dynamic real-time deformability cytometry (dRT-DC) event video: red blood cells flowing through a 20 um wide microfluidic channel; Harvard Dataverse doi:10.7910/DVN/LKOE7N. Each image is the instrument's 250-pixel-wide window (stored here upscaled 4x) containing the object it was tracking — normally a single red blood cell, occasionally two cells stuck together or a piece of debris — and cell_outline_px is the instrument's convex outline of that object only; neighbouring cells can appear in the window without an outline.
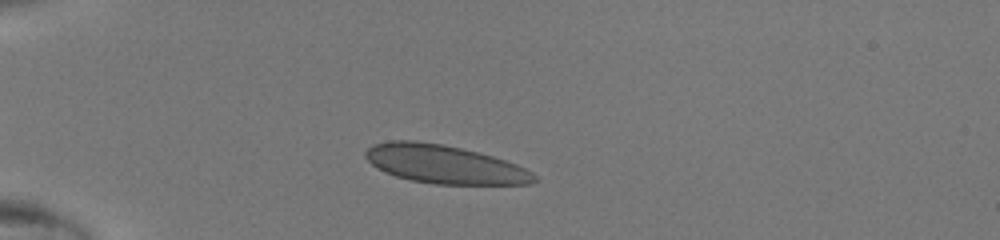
{"species": "human", "species_latin": "Homo sapiens", "temperature_condition": "room temperature", "stored_images_in_passage": 34, "camera_frame_rate_fps": 3000, "um_per_image_px": 0.085, "donor": {"sex": "male"}, "frame": {"image": 1, "passage_image": 1, "time_ms": 0.0, "image_size_px": [1000, 240], "cell_outline_px": [[536, 180], [528, 184], [436, 184], [412, 180], [396, 176], [372, 164], [364, 156], [364, 152], [372, 144], [392, 140], [412, 140], [440, 144], [460, 148], [492, 156], [516, 164], [532, 172], [536, 176]], "centroid_in_image_um": [37.76, 13.96], "position_along_channel_um": 47.2, "area_um2": 37.22}}
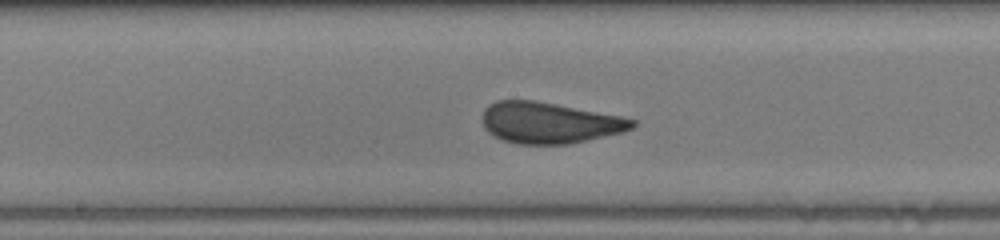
{"frame": {"image": 2, "passage_image": 14, "time_ms": 4.333, "image_size_px": [1000, 240], "cell_outline_px": [[636, 124], [632, 128], [620, 132], [568, 144], [520, 144], [504, 140], [488, 132], [484, 128], [484, 108], [488, 104], [496, 100], [536, 100], [620, 116], [636, 120]], "centroid_in_image_um": [46.67, 10.42], "position_along_channel_um": 201.5, "area_um2": 35.55}}
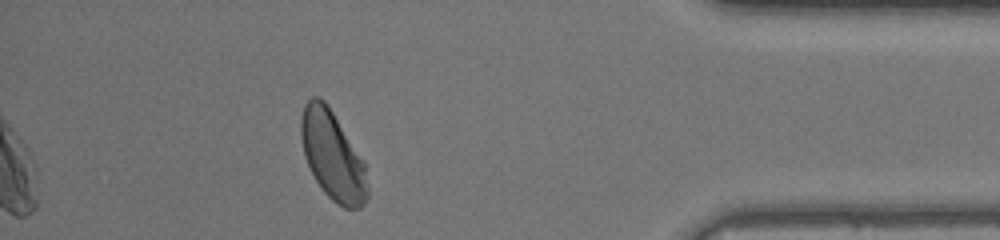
{"frame": {"image": 3, "passage_image": 30, "time_ms": 9.667, "image_size_px": [1000, 240], "cell_outline_px": [[368, 196], [364, 204], [360, 208], [344, 208], [336, 204], [324, 192], [316, 180], [304, 156], [300, 136], [300, 120], [304, 104], [312, 96], [320, 96], [324, 100], [364, 160], [368, 192]], "centroid_in_image_um": [28.26, 13.23], "position_along_channel_um": 406.9, "area_um2": 34.33}}